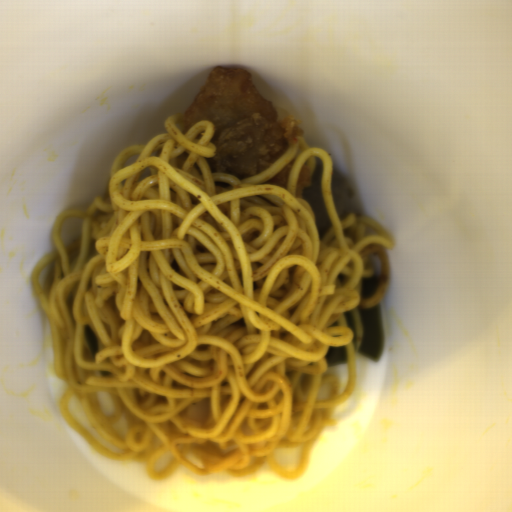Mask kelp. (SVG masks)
I'll list each match as a JSON object with an SVG mask.
<instances>
[{
    "instance_id": "kelp-1",
    "label": "kelp",
    "mask_w": 512,
    "mask_h": 512,
    "mask_svg": "<svg viewBox=\"0 0 512 512\" xmlns=\"http://www.w3.org/2000/svg\"><path fill=\"white\" fill-rule=\"evenodd\" d=\"M362 335L357 354H361L372 361L380 358L383 346V323L380 306L358 308Z\"/></svg>"
},
{
    "instance_id": "kelp-2",
    "label": "kelp",
    "mask_w": 512,
    "mask_h": 512,
    "mask_svg": "<svg viewBox=\"0 0 512 512\" xmlns=\"http://www.w3.org/2000/svg\"><path fill=\"white\" fill-rule=\"evenodd\" d=\"M327 368L348 361V354L345 346L329 347L325 353Z\"/></svg>"
},
{
    "instance_id": "kelp-3",
    "label": "kelp",
    "mask_w": 512,
    "mask_h": 512,
    "mask_svg": "<svg viewBox=\"0 0 512 512\" xmlns=\"http://www.w3.org/2000/svg\"><path fill=\"white\" fill-rule=\"evenodd\" d=\"M382 277L370 276L365 279H361V296L362 298H369L374 295L377 291Z\"/></svg>"
},
{
    "instance_id": "kelp-4",
    "label": "kelp",
    "mask_w": 512,
    "mask_h": 512,
    "mask_svg": "<svg viewBox=\"0 0 512 512\" xmlns=\"http://www.w3.org/2000/svg\"><path fill=\"white\" fill-rule=\"evenodd\" d=\"M84 333H85V339L87 346L92 354V356H95L98 351L99 341L96 333L92 329L91 326L84 325Z\"/></svg>"
}]
</instances>
